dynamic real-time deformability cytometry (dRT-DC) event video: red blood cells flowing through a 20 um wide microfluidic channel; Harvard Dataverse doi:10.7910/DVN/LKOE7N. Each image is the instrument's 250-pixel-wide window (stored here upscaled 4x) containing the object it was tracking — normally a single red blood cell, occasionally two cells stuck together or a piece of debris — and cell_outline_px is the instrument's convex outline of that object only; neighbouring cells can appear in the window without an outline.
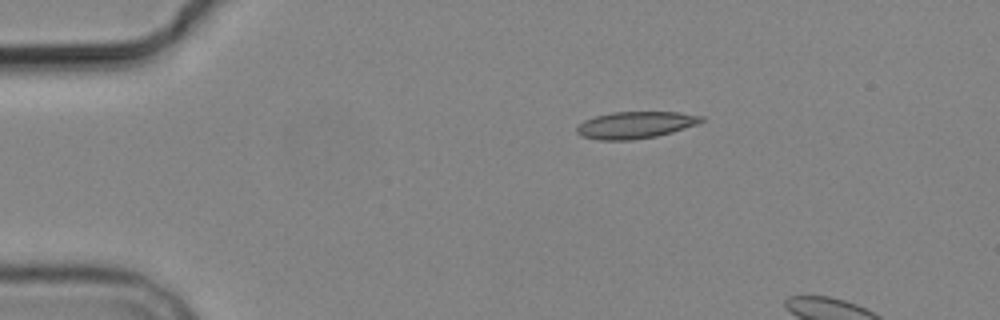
{"species": "common noctule bat (a hibernating species)", "species_latin": "Nyctalus noctula", "temperature_condition": "cold", "stored_images_in_passage": 3, "camera_frame_rate_fps": 3000, "um_per_image_px": 0.085, "animal": {"sex": "male", "body_mass_g": 19.2, "forearm_length_mm": 51.8}, "frame": {"image": 1, "passage_image": 1, "time_ms": 0.0, "image_size_px": [1000, 320], "cell_outline_px": [[704, 120], [696, 124], [672, 132], [656, 136], [632, 140], [600, 140], [580, 136], [576, 132], [576, 128], [584, 120], [596, 116], [612, 112], [680, 112], [704, 116]], "centroid_in_image_um": [53.99, 10.62], "position_along_channel_um": 31.0, "area_um2": 19.48}}